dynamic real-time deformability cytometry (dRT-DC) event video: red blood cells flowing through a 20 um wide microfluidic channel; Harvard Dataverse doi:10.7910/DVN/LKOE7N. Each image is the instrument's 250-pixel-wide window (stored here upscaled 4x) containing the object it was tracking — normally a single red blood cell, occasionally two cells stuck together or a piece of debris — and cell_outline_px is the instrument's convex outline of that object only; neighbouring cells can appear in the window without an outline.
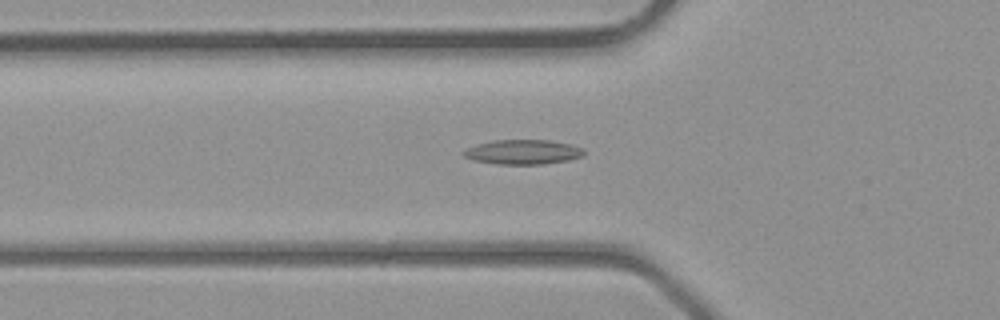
{"species": "common noctule bat (a hibernating species)", "species_latin": "Nyctalus noctula", "temperature_condition": "room temperature", "stored_images_in_passage": 31, "camera_frame_rate_fps": 3000, "um_per_image_px": 0.085, "animal": {"sex": "male", "body_mass_g": 23.1, "forearm_length_mm": 52.7}, "frame": {"image": 1, "passage_image": 4, "time_ms": 1.0, "image_size_px": [1000, 320], "cell_outline_px": [[584, 152], [580, 156], [568, 160], [544, 164], [496, 164], [472, 160], [464, 156], [460, 152], [476, 144], [492, 140], [548, 140], [572, 144], [584, 148]], "centroid_in_image_um": [44.42, 12.91], "position_along_channel_um": 81.4, "area_um2": 17.34}}
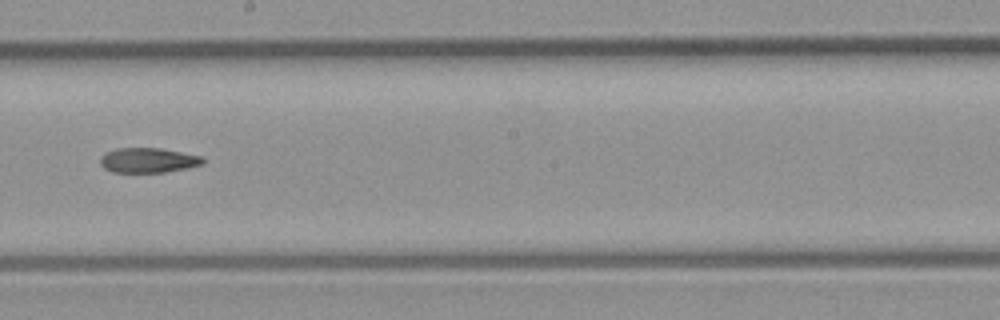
{"frame": {"image": 2, "passage_image": 13, "time_ms": 4.0, "image_size_px": [1000, 320], "cell_outline_px": [[204, 164], [188, 168], [164, 172], [112, 172], [104, 168], [100, 164], [100, 156], [116, 148], [160, 148], [204, 156]], "centroid_in_image_um": [12.62, 13.62], "position_along_channel_um": 235.6, "area_um2": 14.97}}
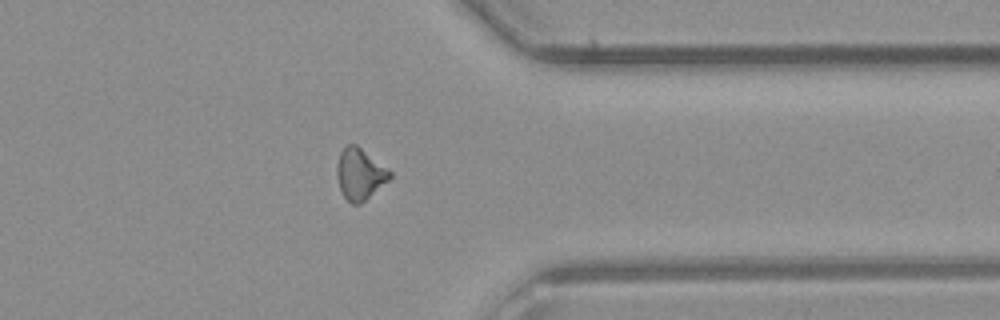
{"frame": {"image": 3, "passage_image": 22, "time_ms": 7.0, "image_size_px": [1000, 320], "cell_outline_px": [[392, 176], [388, 180], [360, 204], [352, 204], [344, 196], [340, 188], [336, 176], [336, 168], [340, 152], [348, 144], [356, 144], [392, 172]], "centroid_in_image_um": [30.57, 14.78], "position_along_channel_um": 380.8, "area_um2": 15.55}}